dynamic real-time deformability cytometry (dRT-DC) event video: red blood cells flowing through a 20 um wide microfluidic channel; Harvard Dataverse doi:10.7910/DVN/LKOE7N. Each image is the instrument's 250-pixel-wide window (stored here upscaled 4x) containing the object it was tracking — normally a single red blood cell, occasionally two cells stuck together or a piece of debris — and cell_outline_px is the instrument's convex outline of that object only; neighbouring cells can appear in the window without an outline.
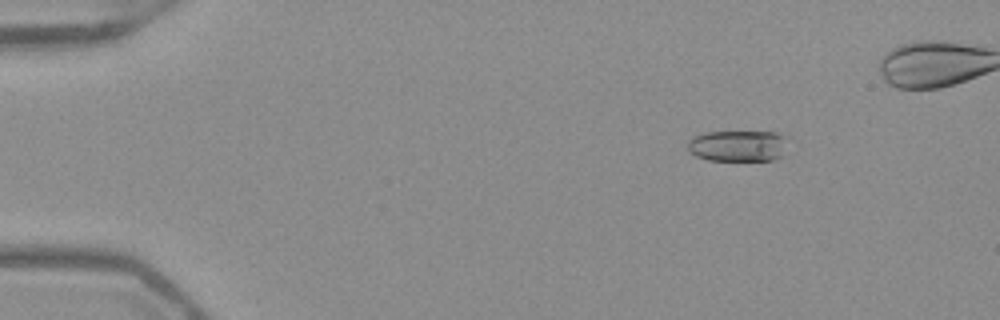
{"species": "Egyptian fruit bat (a non-hibernating species)", "species_latin": "Rousettus aegyptiacus", "temperature_condition": "warm", "stored_images_in_passage": 49, "camera_frame_rate_fps": 3000, "um_per_image_px": 0.085, "frame": {"image": 1, "passage_image": 8, "time_ms": 2.333, "image_size_px": [1000, 320], "cell_outline_px": [[788, 136], [780, 156], [772, 160], [708, 160], [696, 156], [688, 152], [688, 140], [692, 136], [704, 132], [776, 132]], "centroid_in_image_um": [62.67, 12.38], "position_along_channel_um": 22.3, "area_um2": 18.26}}
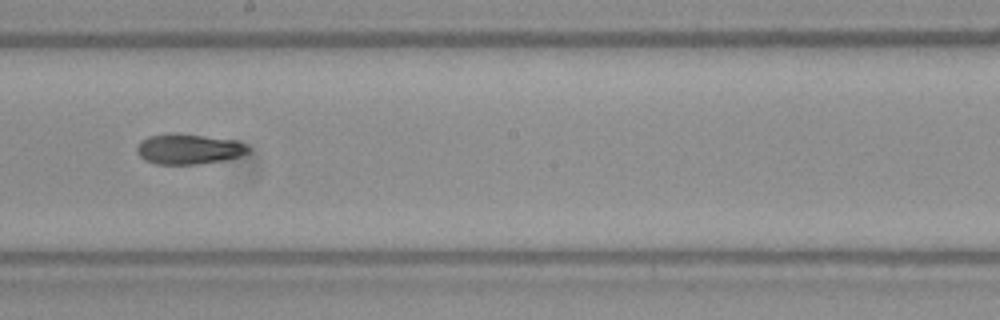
{"frame": {"image": 2, "passage_image": 31, "time_ms": 10.0, "image_size_px": [1000, 320], "cell_outline_px": [[248, 152], [240, 156], [224, 160], [200, 164], [156, 164], [144, 160], [136, 152], [136, 148], [140, 140], [148, 136], [168, 132], [172, 132], [236, 140], [244, 144], [248, 148]], "centroid_in_image_um": [15.98, 12.66], "position_along_channel_um": 232.2, "area_um2": 19.83}}
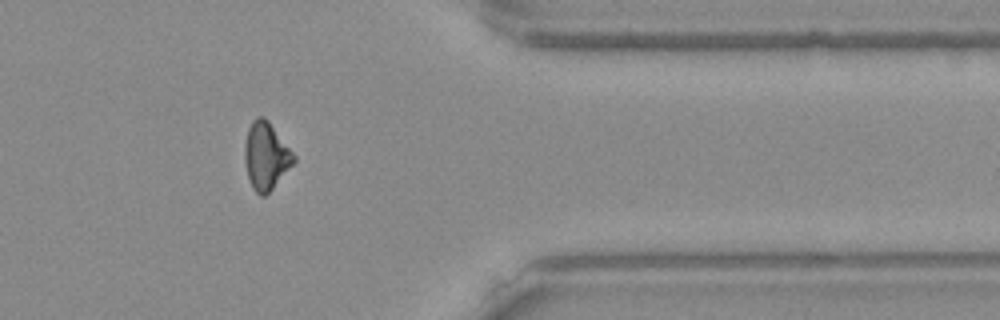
{"frame": {"image": 3, "passage_image": 44, "time_ms": 14.333, "image_size_px": [1000, 320], "cell_outline_px": [[296, 160], [272, 188], [264, 196], [260, 196], [252, 188], [248, 176], [244, 160], [244, 144], [248, 128], [252, 120], [256, 116], [264, 116], [268, 120], [296, 156]], "centroid_in_image_um": [22.59, 13.22], "position_along_channel_um": 388.8, "area_um2": 19.19}, "authors_computed_cell_mechanics": {"area_um2": 19.3052, "velocity_mm_per_s": 3.954, "shape_relaxation_time_tau1_ms": 4.7145, "shape_relaxation_time_tau2_ms": 4.1655, "deformation_change_tau1": 0.176, "deformation_change_tau2": 0.1088}}